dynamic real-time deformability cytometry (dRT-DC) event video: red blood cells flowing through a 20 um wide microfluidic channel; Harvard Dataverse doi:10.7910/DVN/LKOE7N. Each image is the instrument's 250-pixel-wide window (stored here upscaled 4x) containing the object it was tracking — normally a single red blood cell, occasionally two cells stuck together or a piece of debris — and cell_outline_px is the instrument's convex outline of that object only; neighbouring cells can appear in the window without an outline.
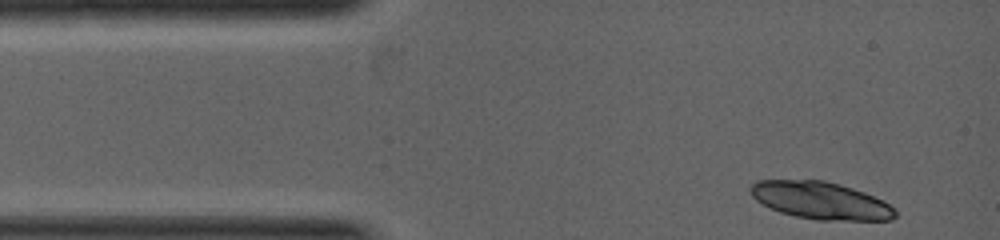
{"species": "common noctule bat (a hibernating species)", "species_latin": "Nyctalus noctula", "temperature_condition": "warm", "stored_images_in_passage": 2, "camera_frame_rate_fps": 5000, "um_per_image_px": 0.085, "animal": {"sex": "female", "body_mass_g": 19.0, "forearm_length_mm": 53.3}, "frame": {"image": 1, "passage_image": 1, "time_ms": 0.0, "image_size_px": [1000, 240], "cell_outline_px": [[896, 216], [892, 220], [816, 220], [796, 216], [780, 212], [756, 200], [752, 196], [748, 188], [756, 180], [824, 180], [840, 184], [864, 192], [884, 200], [896, 208]], "centroid_in_image_um": [69.78, 17.04], "position_along_channel_um": 15.2, "area_um2": 31.62}}